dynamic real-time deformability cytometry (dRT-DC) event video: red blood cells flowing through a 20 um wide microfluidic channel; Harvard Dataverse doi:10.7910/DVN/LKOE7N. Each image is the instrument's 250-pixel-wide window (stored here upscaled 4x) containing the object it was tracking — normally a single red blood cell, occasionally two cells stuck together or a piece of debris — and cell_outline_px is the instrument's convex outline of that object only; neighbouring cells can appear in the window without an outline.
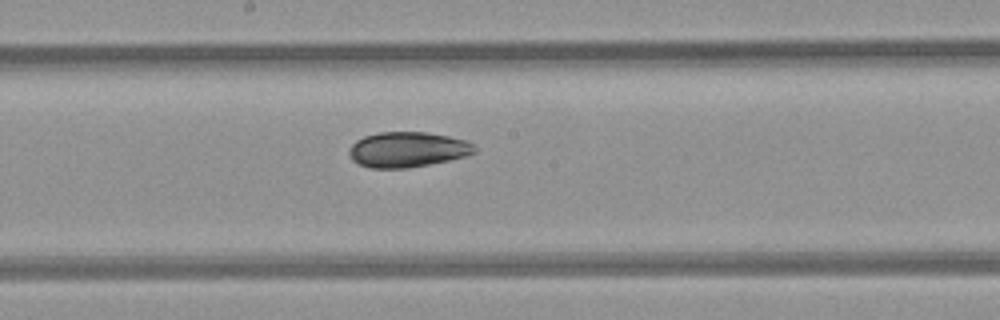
{"species": "common noctule bat (a hibernating species)", "species_latin": "Nyctalus noctula", "temperature_condition": "room temperature", "stored_images_in_passage": 9, "camera_frame_rate_fps": 3000, "um_per_image_px": 0.085, "animal": {"sex": "female", "body_mass_g": 21.9}, "frame": {"image": 1, "passage_image": 9, "time_ms": 10.0, "image_size_px": [1000, 320], "cell_outline_px": [[476, 152], [464, 156], [448, 160], [408, 168], [372, 168], [360, 164], [352, 160], [348, 156], [348, 148], [356, 140], [364, 136], [380, 132], [424, 132], [448, 136], [464, 140], [472, 144], [476, 148]], "centroid_in_image_um": [34.59, 12.71], "position_along_channel_um": 213.6, "area_um2": 25.66}}